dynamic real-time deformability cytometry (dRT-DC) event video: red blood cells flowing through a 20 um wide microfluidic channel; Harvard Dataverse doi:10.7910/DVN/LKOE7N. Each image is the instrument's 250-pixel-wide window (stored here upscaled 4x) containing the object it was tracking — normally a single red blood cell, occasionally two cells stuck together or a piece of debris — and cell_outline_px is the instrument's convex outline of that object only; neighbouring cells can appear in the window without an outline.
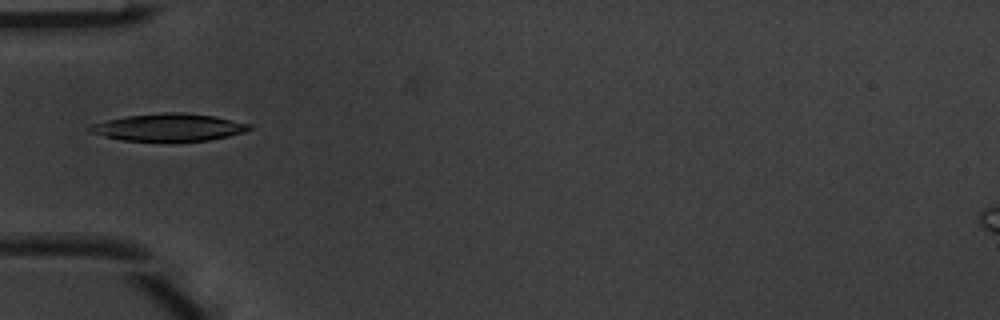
{"species": "common noctule bat (a hibernating species)", "species_latin": "Nyctalus noctula", "temperature_condition": "warm", "stored_images_in_passage": 3, "camera_frame_rate_fps": 3000, "um_per_image_px": 0.085, "animal": {"sex": "male", "body_mass_g": 20.1, "forearm_length_mm": 53.5}, "frame": {"image": 1, "passage_image": 1, "time_ms": 0.0, "image_size_px": [1000, 320], "cell_outline_px": [[252, 128], [244, 132], [228, 136], [208, 140], [124, 140], [104, 136], [88, 132], [88, 128], [92, 124], [108, 120], [128, 116], [164, 112], [184, 112], [212, 116], [252, 124]], "centroid_in_image_um": [14.36, 10.81], "position_along_channel_um": 70.6, "area_um2": 24.97}}
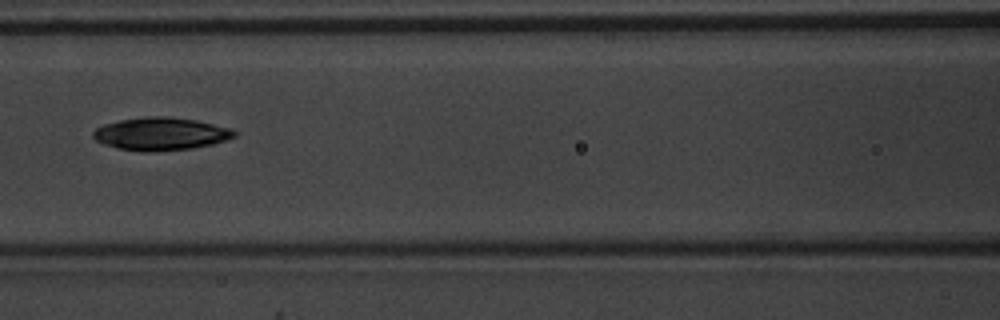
{"frame": {"image": 2, "passage_image": 3, "time_ms": 0.667, "image_size_px": [1000, 320], "cell_outline_px": [[236, 136], [212, 144], [192, 148], [148, 152], [144, 152], [120, 148], [104, 144], [96, 140], [92, 136], [92, 132], [96, 128], [104, 124], [120, 120], [148, 116], [168, 116], [196, 120], [228, 128], [236, 132]], "centroid_in_image_um": [13.63, 11.37], "position_along_channel_um": 153.0, "area_um2": 26.7}}